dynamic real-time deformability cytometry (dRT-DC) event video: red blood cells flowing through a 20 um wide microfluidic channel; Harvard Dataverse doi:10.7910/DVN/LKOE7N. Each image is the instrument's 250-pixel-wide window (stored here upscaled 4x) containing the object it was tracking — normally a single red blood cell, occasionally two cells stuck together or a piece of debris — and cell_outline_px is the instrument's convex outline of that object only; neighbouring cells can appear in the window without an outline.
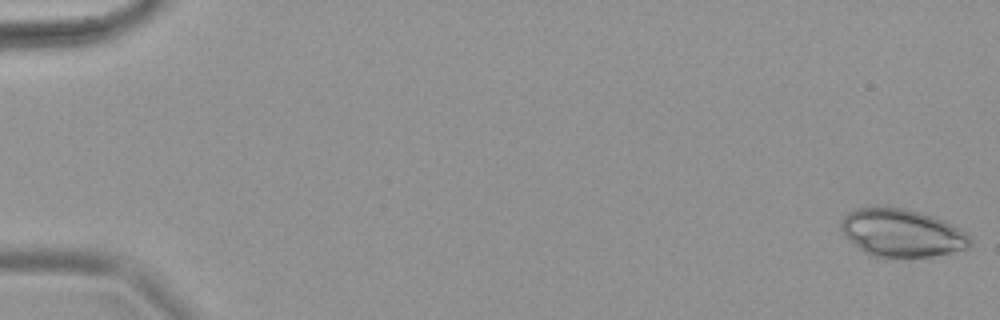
{"species": "common noctule bat (a hibernating species)", "species_latin": "Nyctalus noctula", "temperature_condition": "warm", "stored_images_in_passage": 63, "camera_frame_rate_fps": 3000, "um_per_image_px": 0.085, "animal": {"sex": "female", "body_mass_g": 18.4}, "frame": {"image": 1, "passage_image": 1, "time_ms": 0.0, "image_size_px": [1000, 320], "cell_outline_px": [[972, 244], [968, 248], [932, 256], [892, 260], [872, 256], [864, 252], [840, 228], [840, 224], [844, 216], [852, 208], [904, 208], [920, 212], [944, 220], [968, 232], [972, 240]], "centroid_in_image_um": [76.7, 19.83], "position_along_channel_um": 8.3, "area_um2": 36.3}}
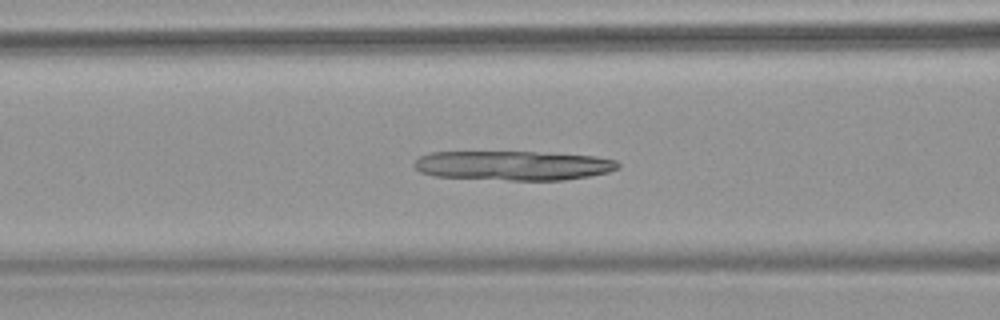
{"frame": {"image": 2, "passage_image": 27, "time_ms": 8.667, "image_size_px": [1000, 320], "cell_outline_px": [[620, 168], [608, 172], [588, 176], [564, 180], [508, 180], [436, 176], [420, 172], [412, 164], [420, 156], [432, 152], [536, 152], [596, 156], [616, 160], [620, 164]], "centroid_in_image_um": [43.65, 14.07], "position_along_channel_um": 123.0, "area_um2": 34.91}}
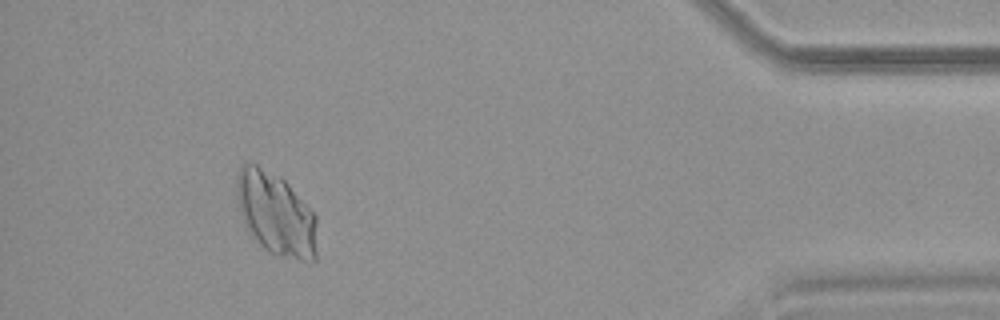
{"frame": {"image": 3, "passage_image": 58, "time_ms": 19.0, "image_size_px": [1000, 320], "cell_outline_px": [[316, 260], [312, 264], [280, 256], [268, 252], [248, 232], [244, 224], [240, 212], [236, 196], [236, 176], [240, 168], [244, 164], [256, 164], [280, 176], [288, 184], [316, 216]], "centroid_in_image_um": [23.45, 18.22], "position_along_channel_um": 411.8, "area_um2": 39.13}}